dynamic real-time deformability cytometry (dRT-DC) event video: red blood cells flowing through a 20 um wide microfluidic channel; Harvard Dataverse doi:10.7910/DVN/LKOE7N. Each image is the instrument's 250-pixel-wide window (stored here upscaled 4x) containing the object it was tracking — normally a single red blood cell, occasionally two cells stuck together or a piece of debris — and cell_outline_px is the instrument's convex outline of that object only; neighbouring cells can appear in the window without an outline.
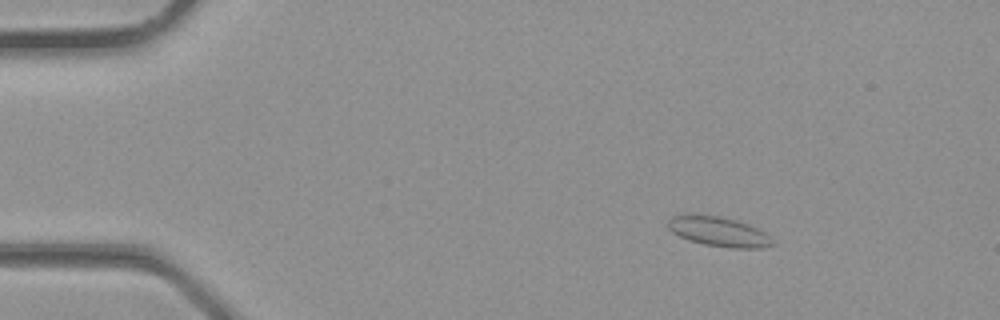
{"species": "common noctule bat (a hibernating species)", "species_latin": "Nyctalus noctula", "temperature_condition": "room temperature", "stored_images_in_passage": 35, "camera_frame_rate_fps": 3000, "um_per_image_px": 0.085, "animal": {"sex": "male", "body_mass_g": 23.1, "forearm_length_mm": 52.7}, "frame": {"image": 1, "passage_image": 6, "time_ms": 1.667, "image_size_px": [1000, 320], "cell_outline_px": [[776, 244], [760, 248], [732, 248], [704, 244], [688, 240], [672, 232], [668, 228], [668, 220], [672, 216], [684, 212], [692, 212], [720, 216], [736, 220], [748, 224], [764, 232]], "centroid_in_image_um": [61.02, 19.65], "position_along_channel_um": 24.0, "area_um2": 18.44}}
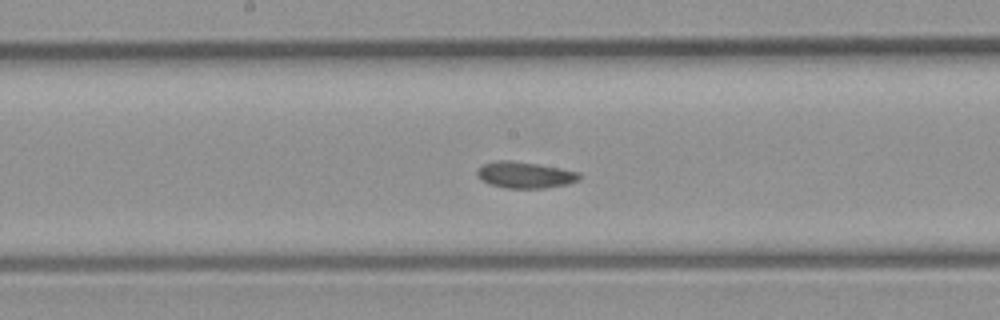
{"frame": {"image": 2, "passage_image": 19, "time_ms": 6.0, "image_size_px": [1000, 320], "cell_outline_px": [[580, 180], [568, 184], [544, 188], [504, 188], [488, 184], [480, 180], [476, 176], [476, 172], [484, 164], [496, 160], [508, 160], [536, 164], [560, 168], [580, 172]], "centroid_in_image_um": [44.6, 14.88], "position_along_channel_um": 203.6, "area_um2": 15.78}}
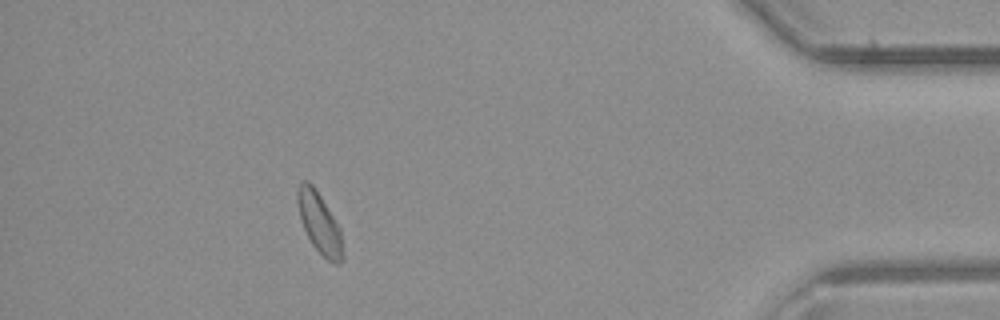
{"frame": {"image": 3, "passage_image": 32, "time_ms": 10.333, "image_size_px": [1000, 320], "cell_outline_px": [[344, 260], [336, 264], [332, 264], [312, 244], [300, 220], [296, 200], [296, 188], [300, 180], [308, 180], [316, 188], [340, 228], [344, 256]], "centroid_in_image_um": [27.13, 18.91], "position_along_channel_um": 408.1, "area_um2": 16.24}}